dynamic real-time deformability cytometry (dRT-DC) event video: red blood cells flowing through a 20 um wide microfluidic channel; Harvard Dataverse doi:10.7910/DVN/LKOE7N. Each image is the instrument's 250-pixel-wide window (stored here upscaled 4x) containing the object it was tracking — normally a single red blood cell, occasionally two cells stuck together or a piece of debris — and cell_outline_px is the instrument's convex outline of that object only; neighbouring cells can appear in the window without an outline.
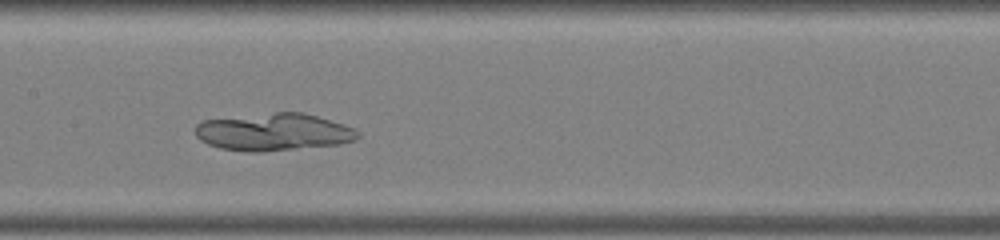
{"species": "common noctule bat (a hibernating species)", "species_latin": "Nyctalus noctula", "temperature_condition": "warm", "stored_images_in_passage": 33, "camera_frame_rate_fps": 3000, "um_per_image_px": 0.085, "animal": {"sex": "male", "body_mass_g": 19.0, "forearm_length_mm": 50.8}, "frame": {"image": 1, "passage_image": 15, "time_ms": 4.667, "image_size_px": [1000, 240], "cell_outline_px": [[360, 136], [356, 140], [340, 144], [260, 152], [248, 152], [220, 148], [208, 144], [200, 140], [196, 136], [196, 124], [200, 120], [276, 112], [304, 112], [344, 124], [356, 128], [360, 132]], "centroid_in_image_um": [23.28, 11.22], "position_along_channel_um": 184.1, "area_um2": 35.66}}